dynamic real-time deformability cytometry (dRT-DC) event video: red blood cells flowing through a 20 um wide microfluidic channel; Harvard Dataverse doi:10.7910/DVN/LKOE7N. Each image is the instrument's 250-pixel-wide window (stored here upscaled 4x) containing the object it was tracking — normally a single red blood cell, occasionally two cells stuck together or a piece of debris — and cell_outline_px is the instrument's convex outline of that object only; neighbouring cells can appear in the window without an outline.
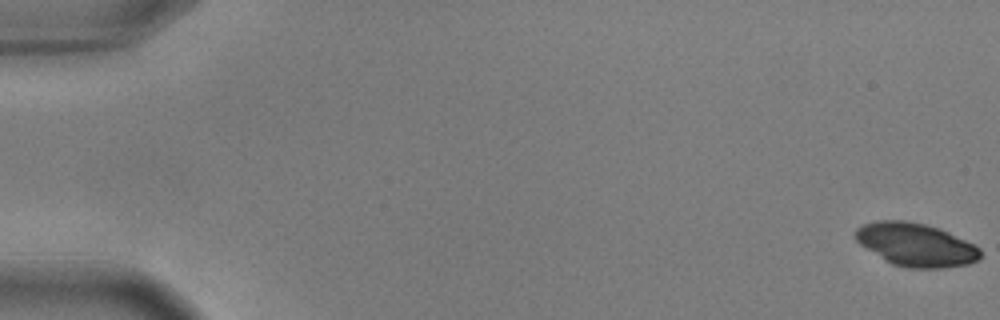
{"species": "common noctule bat (a hibernating species)", "species_latin": "Nyctalus noctula", "temperature_condition": "warm", "stored_images_in_passage": 56, "camera_frame_rate_fps": 3000, "um_per_image_px": 0.085, "animal": {"sex": "male", "body_mass_g": 17.9, "forearm_length_mm": 54.2}, "frame": {"image": 1, "passage_image": 1, "time_ms": 0.0, "image_size_px": [1000, 320], "cell_outline_px": [[980, 256], [976, 260], [968, 264], [940, 268], [904, 268], [892, 264], [884, 260], [860, 244], [852, 236], [856, 228], [864, 224], [876, 220], [908, 220], [924, 224], [948, 232], [980, 248]], "centroid_in_image_um": [77.78, 20.8], "position_along_channel_um": 7.2, "area_um2": 31.33}}